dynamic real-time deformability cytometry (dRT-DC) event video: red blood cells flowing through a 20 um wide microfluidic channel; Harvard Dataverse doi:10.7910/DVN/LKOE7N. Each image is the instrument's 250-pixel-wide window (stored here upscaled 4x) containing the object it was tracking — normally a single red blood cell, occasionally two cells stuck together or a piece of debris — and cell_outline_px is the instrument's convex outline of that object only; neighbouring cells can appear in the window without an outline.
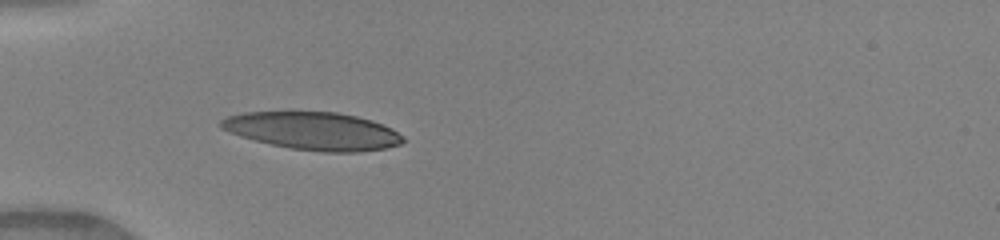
{"species": "human", "species_latin": "Homo sapiens", "temperature_condition": "warm", "stored_images_in_passage": 36, "camera_frame_rate_fps": 3000, "um_per_image_px": 0.085, "donor": {"sex": "female"}, "frame": {"image": 1, "passage_image": 6, "time_ms": 1.667, "image_size_px": [1000, 240], "cell_outline_px": [[408, 140], [400, 144], [384, 148], [356, 152], [324, 152], [292, 148], [272, 144], [240, 136], [228, 132], [220, 128], [216, 124], [220, 120], [228, 116], [244, 112], [288, 108], [336, 112], [356, 116], [372, 120], [392, 128], [404, 136]], "centroid_in_image_um": [26.55, 11.07], "position_along_channel_um": 58.4, "area_um2": 41.38}}
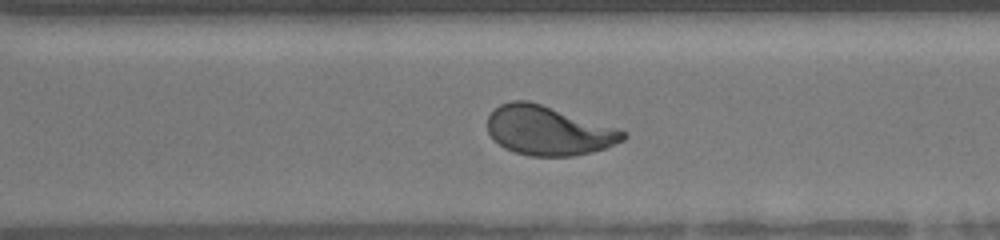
{"frame": {"image": 2, "passage_image": 26, "time_ms": 8.333, "image_size_px": [1000, 240], "cell_outline_px": [[628, 136], [624, 140], [604, 148], [592, 152], [572, 156], [528, 156], [504, 148], [488, 132], [488, 116], [500, 104], [512, 100], [528, 100], [616, 128], [624, 132]], "centroid_in_image_um": [46.59, 11.11], "position_along_channel_um": 324.0, "area_um2": 38.38}}
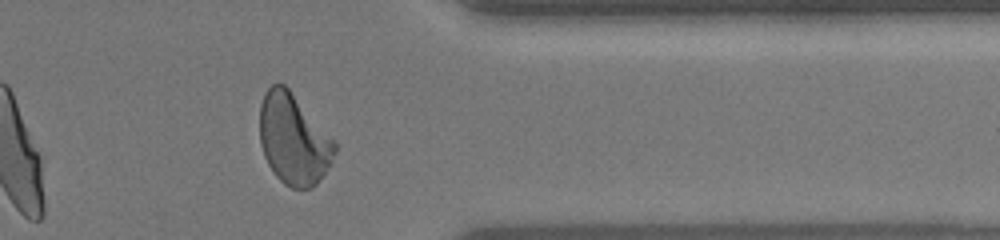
{"frame": {"image": 3, "passage_image": 31, "time_ms": 10.0, "image_size_px": [1000, 240], "cell_outline_px": [[336, 152], [332, 164], [316, 184], [312, 188], [292, 188], [284, 184], [276, 176], [268, 164], [264, 156], [260, 144], [260, 104], [264, 92], [272, 84], [284, 84], [288, 88], [336, 144]], "centroid_in_image_um": [24.93, 11.87], "position_along_channel_um": 386.5, "area_um2": 39.25}, "authors_computed_cell_mechanics": {"area_um2": 39.015, "velocity_mm_per_s": 4.1218, "shape_relaxation_time_tau1_ms": 4.0808, "shape_relaxation_time_tau2_ms": null, "deformation_change_tau1": 0.2107, "deformation_change_tau2": null}}